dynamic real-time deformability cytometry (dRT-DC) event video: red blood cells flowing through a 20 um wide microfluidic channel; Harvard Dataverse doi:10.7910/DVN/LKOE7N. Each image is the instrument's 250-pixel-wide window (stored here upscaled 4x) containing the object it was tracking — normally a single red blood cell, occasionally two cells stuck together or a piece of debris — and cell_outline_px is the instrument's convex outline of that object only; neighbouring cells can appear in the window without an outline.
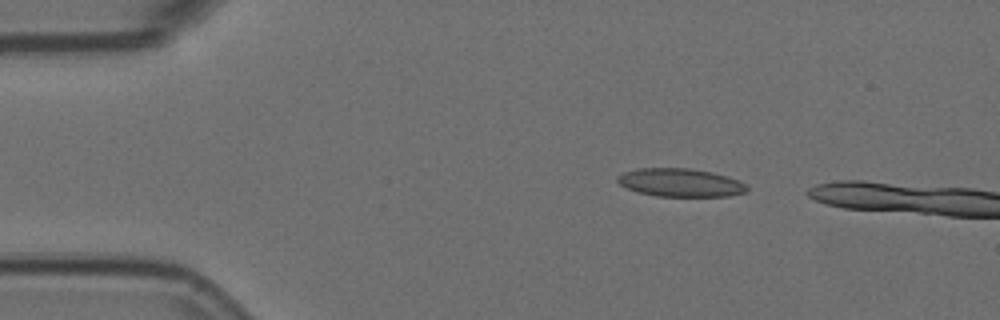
{"species": "Egyptian fruit bat (a non-hibernating species)", "species_latin": "Rousettus aegyptiacus", "temperature_condition": "room temperature", "stored_images_in_passage": 4, "camera_frame_rate_fps": 3000, "um_per_image_px": 0.085, "animal": {"sex": "female"}, "frame": {"image": 1, "passage_image": 2, "time_ms": 0.333, "image_size_px": [1000, 320], "cell_outline_px": [[748, 192], [728, 196], [656, 196], [636, 192], [620, 184], [616, 180], [616, 176], [624, 172], [636, 168], [692, 168], [712, 172], [728, 176], [740, 180], [748, 184]], "centroid_in_image_um": [57.86, 15.52], "position_along_channel_um": 27.1, "area_um2": 21.62}}